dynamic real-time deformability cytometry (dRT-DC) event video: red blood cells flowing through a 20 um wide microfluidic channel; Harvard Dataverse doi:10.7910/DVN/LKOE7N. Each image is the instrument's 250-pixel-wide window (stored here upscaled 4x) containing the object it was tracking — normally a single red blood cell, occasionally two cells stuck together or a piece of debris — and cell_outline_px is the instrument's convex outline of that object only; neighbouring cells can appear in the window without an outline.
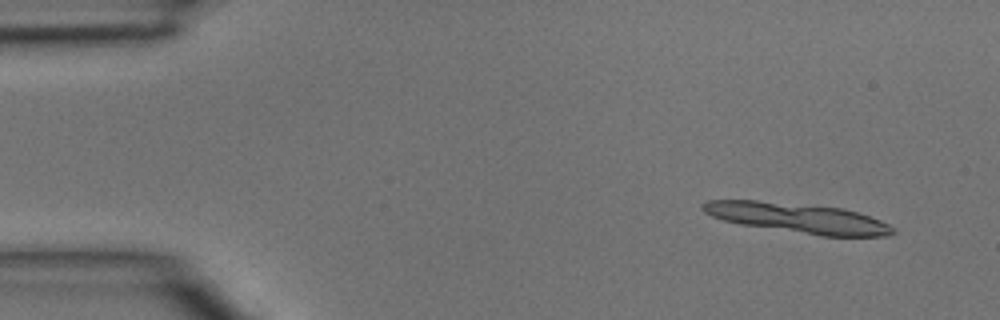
{"species": "common noctule bat (a hibernating species)", "species_latin": "Nyctalus noctula", "temperature_condition": "room temperature", "stored_images_in_passage": 3, "camera_frame_rate_fps": 3000, "um_per_image_px": 0.085, "animal": {"sex": "male", "body_mass_g": 15.6}, "frame": {"image": 1, "passage_image": 1, "time_ms": 0.0, "image_size_px": [1000, 320], "cell_outline_px": [[896, 232], [892, 236], [820, 236], [740, 224], [724, 220], [712, 216], [704, 212], [700, 208], [700, 204], [708, 200], [756, 200], [840, 208], [856, 212], [880, 220], [896, 228]], "centroid_in_image_um": [67.81, 18.54], "position_along_channel_um": 17.2, "area_um2": 33.0}}